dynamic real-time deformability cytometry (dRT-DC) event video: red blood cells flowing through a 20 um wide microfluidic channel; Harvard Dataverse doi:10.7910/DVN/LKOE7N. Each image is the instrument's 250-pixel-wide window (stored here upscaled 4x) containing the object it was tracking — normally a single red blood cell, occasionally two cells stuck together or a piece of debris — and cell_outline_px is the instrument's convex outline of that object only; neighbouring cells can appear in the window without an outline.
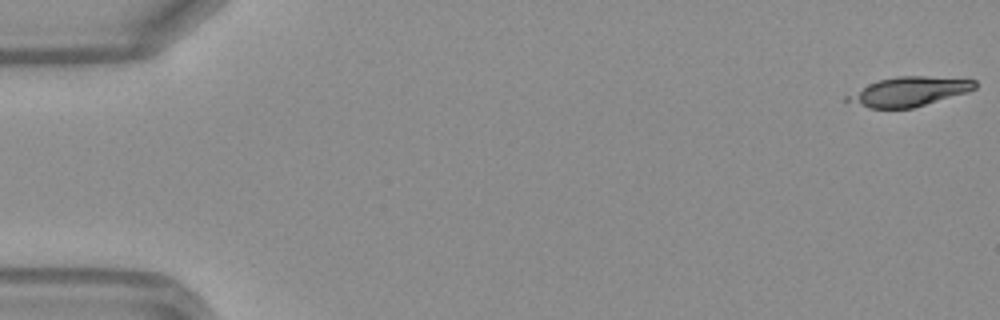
{"species": "Egyptian fruit bat (a non-hibernating species)", "species_latin": "Rousettus aegyptiacus", "temperature_condition": "warm", "stored_images_in_passage": 9, "camera_frame_rate_fps": 3000, "um_per_image_px": 0.085, "frame": {"image": 1, "passage_image": 1, "time_ms": 0.0, "image_size_px": [1000, 320], "cell_outline_px": [[976, 88], [968, 92], [912, 108], [868, 108], [844, 100], [844, 96], [876, 80], [896, 76], [928, 76], [976, 80]], "centroid_in_image_um": [77.23, 7.78], "position_along_channel_um": 7.8, "area_um2": 21.79}}